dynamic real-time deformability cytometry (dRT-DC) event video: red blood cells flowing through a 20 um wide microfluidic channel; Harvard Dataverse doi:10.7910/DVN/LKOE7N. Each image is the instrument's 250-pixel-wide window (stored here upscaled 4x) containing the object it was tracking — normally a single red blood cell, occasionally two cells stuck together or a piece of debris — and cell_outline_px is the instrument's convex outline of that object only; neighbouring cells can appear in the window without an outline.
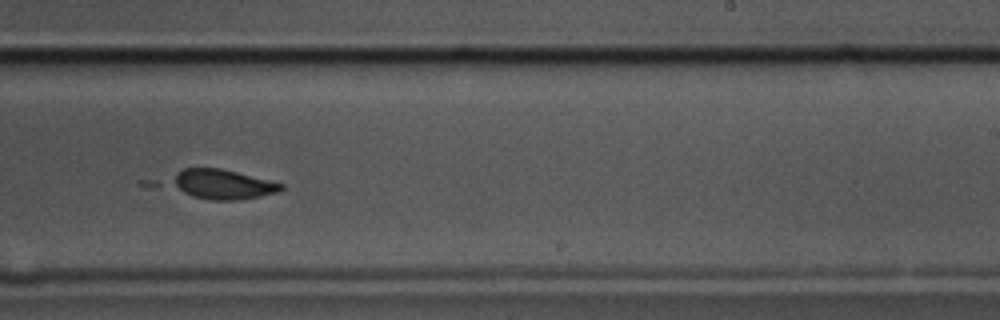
{"species": "common noctule bat (a hibernating species)", "species_latin": "Nyctalus noctula", "temperature_condition": "cold", "stored_images_in_passage": 42, "camera_frame_rate_fps": 3000, "um_per_image_px": 0.085, "animal": {"sex": "male", "body_mass_g": 17.5, "forearm_length_mm": 52.3}, "frame": {"image": 1, "passage_image": 20, "time_ms": 6.333, "image_size_px": [1000, 320], "cell_outline_px": [[284, 188], [276, 192], [260, 196], [236, 200], [208, 200], [192, 196], [184, 192], [172, 184], [168, 180], [184, 168], [220, 168], [284, 184]], "centroid_in_image_um": [18.89, 15.67], "position_along_channel_um": 270.1, "area_um2": 18.67}}
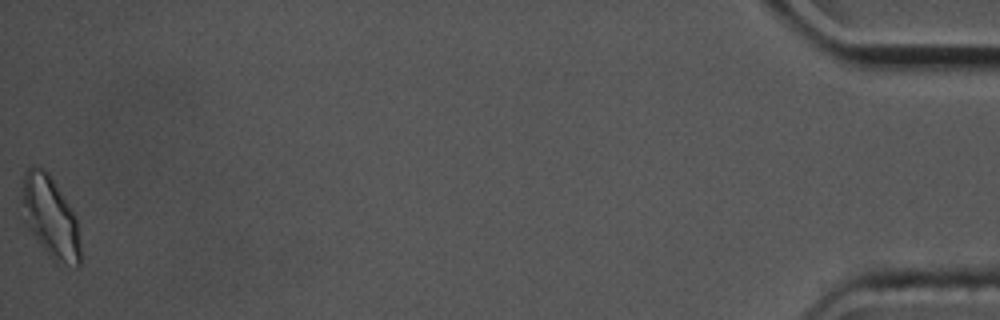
{"frame": {"image": 2, "passage_image": 42, "time_ms": 13.667, "image_size_px": [1000, 320], "cell_outline_px": [[80, 264], [76, 268], [56, 264], [52, 260], [24, 224], [20, 200], [20, 188], [24, 172], [32, 164], [44, 168], [48, 172], [76, 216], [80, 244]], "centroid_in_image_um": [4.23, 18.46], "position_along_channel_um": 431.0, "area_um2": 28.67}, "authors_computed_cell_mechanics": {"area_um2": 20.0855, "velocity_mm_per_s": 3.5626, "shape_relaxation_time_tau1_ms": 1.6785, "shape_relaxation_time_tau2_ms": null, "deformation_change_tau1": 0.1986, "deformation_change_tau2": null}}